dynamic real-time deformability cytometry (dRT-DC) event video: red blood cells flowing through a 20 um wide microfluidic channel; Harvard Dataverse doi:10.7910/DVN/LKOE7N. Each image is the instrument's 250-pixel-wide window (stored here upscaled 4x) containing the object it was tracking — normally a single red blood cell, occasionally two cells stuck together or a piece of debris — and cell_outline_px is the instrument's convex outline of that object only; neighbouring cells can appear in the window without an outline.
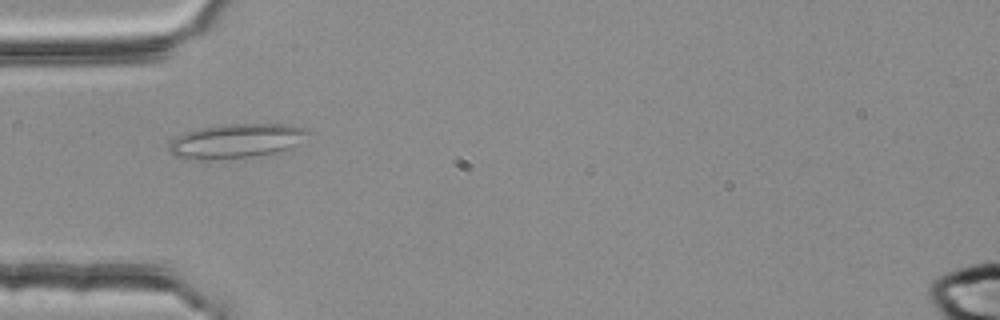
{"species": "common noctule bat (a hibernating species)", "species_latin": "Nyctalus noctula", "temperature_condition": "room temperature", "stored_images_in_passage": 4, "camera_frame_rate_fps": 3000, "um_per_image_px": 0.085, "animal": {"sex": "female", "body_mass_g": 25.1}, "frame": {"image": 1, "passage_image": 4, "time_ms": 1.0, "image_size_px": [1000, 320], "cell_outline_px": [[308, 144], [276, 152], [248, 156], [172, 156], [168, 148], [168, 144], [176, 136], [184, 132], [200, 128], [224, 124], [288, 124], [308, 128]], "centroid_in_image_um": [20.26, 11.91], "position_along_channel_um": 64.7, "area_um2": 27.17}}